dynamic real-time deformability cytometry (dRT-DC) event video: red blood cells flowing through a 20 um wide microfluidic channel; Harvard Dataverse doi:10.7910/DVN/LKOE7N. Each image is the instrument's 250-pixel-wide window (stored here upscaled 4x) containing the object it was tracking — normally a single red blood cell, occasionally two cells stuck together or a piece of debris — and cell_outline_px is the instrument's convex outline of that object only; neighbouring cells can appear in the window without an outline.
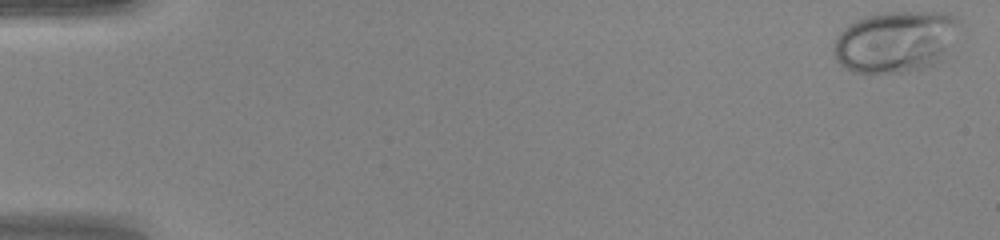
{"species": "human", "species_latin": "Homo sapiens", "temperature_condition": "warm", "stored_images_in_passage": 48, "camera_frame_rate_fps": 3000, "um_per_image_px": 0.085, "donor": {"sex": "female"}, "frame": {"image": 1, "passage_image": 1, "time_ms": 0.0, "image_size_px": [1000, 240], "cell_outline_px": [[964, 24], [940, 60], [924, 68], [908, 72], [864, 76], [852, 72], [844, 68], [836, 60], [832, 52], [832, 48], [840, 32], [848, 24], [864, 16], [880, 12], [948, 12], [956, 16]], "centroid_in_image_um": [76.1, 3.56], "position_along_channel_um": 8.9, "area_um2": 46.36}}
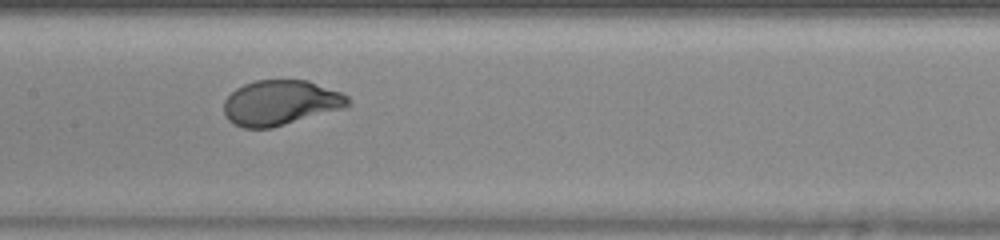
{"frame": {"image": 2, "passage_image": 25, "time_ms": 8.0, "image_size_px": [1000, 240], "cell_outline_px": [[352, 104], [344, 108], [272, 128], [244, 128], [228, 120], [224, 112], [224, 100], [236, 88], [244, 84], [256, 80], [308, 80], [340, 92], [348, 96], [352, 100]], "centroid_in_image_um": [23.87, 8.73], "position_along_channel_um": 183.5, "area_um2": 32.66}}
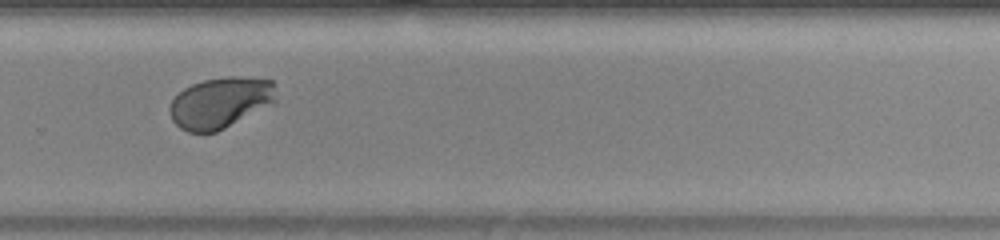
{"frame": {"image": 3, "passage_image": 34, "time_ms": 11.0, "image_size_px": [1000, 240], "cell_outline_px": [[276, 100], [272, 104], [216, 132], [188, 132], [180, 128], [172, 120], [168, 112], [168, 108], [172, 100], [184, 88], [192, 84], [204, 80], [228, 76], [236, 76], [272, 80]], "centroid_in_image_um": [18.69, 8.72], "position_along_channel_um": 311.1, "area_um2": 31.39}, "authors_computed_cell_mechanics": {"area_um2": 33.9286, "velocity_mm_per_s": 4.2584, "shape_relaxation_time_tau1_ms": 3.0508, "shape_relaxation_time_tau2_ms": null, "deformation_change_tau1": 0.195, "deformation_change_tau2": null}}